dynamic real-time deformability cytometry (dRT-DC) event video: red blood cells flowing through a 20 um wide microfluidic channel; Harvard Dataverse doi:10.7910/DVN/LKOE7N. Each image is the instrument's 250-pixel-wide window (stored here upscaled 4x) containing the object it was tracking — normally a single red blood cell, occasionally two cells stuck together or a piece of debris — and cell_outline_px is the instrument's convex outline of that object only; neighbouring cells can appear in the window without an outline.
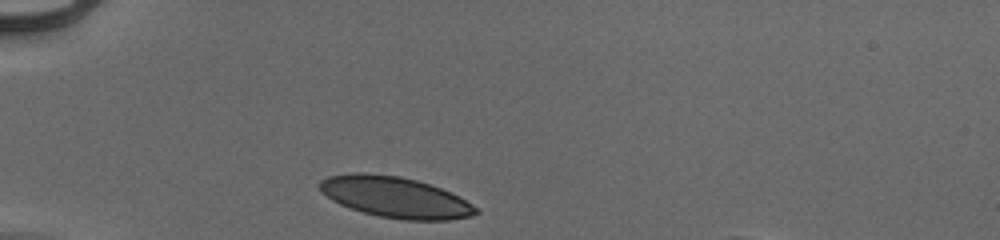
{"species": "human", "species_latin": "Homo sapiens", "temperature_condition": "cold", "stored_images_in_passage": 30, "camera_frame_rate_fps": 3000, "um_per_image_px": 0.085, "donor": {"sex": "male"}, "frame": {"image": 1, "passage_image": 1, "time_ms": 0.0, "image_size_px": [1000, 240], "cell_outline_px": [[480, 212], [472, 216], [448, 220], [404, 220], [380, 216], [364, 212], [340, 204], [332, 200], [320, 192], [320, 180], [328, 176], [352, 172], [364, 172], [400, 176], [416, 180], [452, 192], [472, 204]], "centroid_in_image_um": [33.59, 16.75], "position_along_channel_um": 51.4, "area_um2": 37.17}}
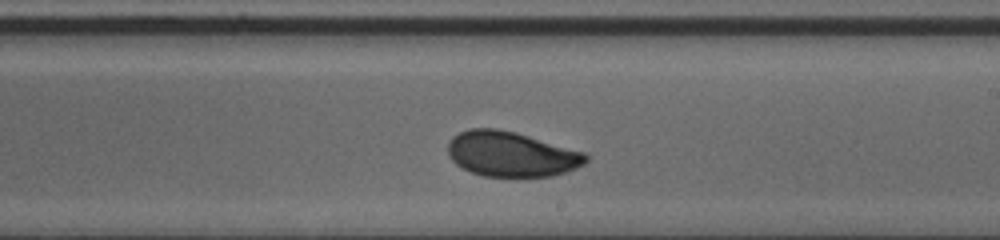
{"frame": {"image": 2, "passage_image": 18, "time_ms": 5.667, "image_size_px": [1000, 240], "cell_outline_px": [[588, 160], [584, 164], [576, 168], [552, 176], [516, 180], [484, 176], [472, 172], [456, 164], [448, 156], [448, 140], [452, 136], [468, 128], [496, 128], [516, 132], [584, 152], [588, 156]], "centroid_in_image_um": [43.45, 13.14], "position_along_channel_um": 245.6, "area_um2": 37.17}}
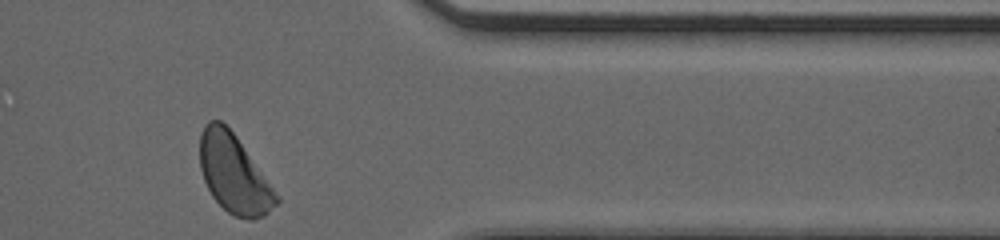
{"frame": {"image": 3, "passage_image": 30, "time_ms": 9.667, "image_size_px": [1000, 240], "cell_outline_px": [[280, 200], [264, 216], [252, 220], [236, 216], [228, 212], [212, 196], [204, 180], [200, 168], [200, 132], [204, 124], [208, 120], [220, 120], [236, 136], [280, 196]], "centroid_in_image_um": [19.88, 14.77], "position_along_channel_um": 391.5, "area_um2": 34.8}, "authors_computed_cell_mechanics": {"area_um2": 36.5296, "velocity_mm_per_s": 3.9088, "shape_relaxation_time_tau1_ms": 2.899, "shape_relaxation_time_tau2_ms": 1.1697, "deformation_change_tau1": 0.0987, "deformation_change_tau2": 0.0333}}